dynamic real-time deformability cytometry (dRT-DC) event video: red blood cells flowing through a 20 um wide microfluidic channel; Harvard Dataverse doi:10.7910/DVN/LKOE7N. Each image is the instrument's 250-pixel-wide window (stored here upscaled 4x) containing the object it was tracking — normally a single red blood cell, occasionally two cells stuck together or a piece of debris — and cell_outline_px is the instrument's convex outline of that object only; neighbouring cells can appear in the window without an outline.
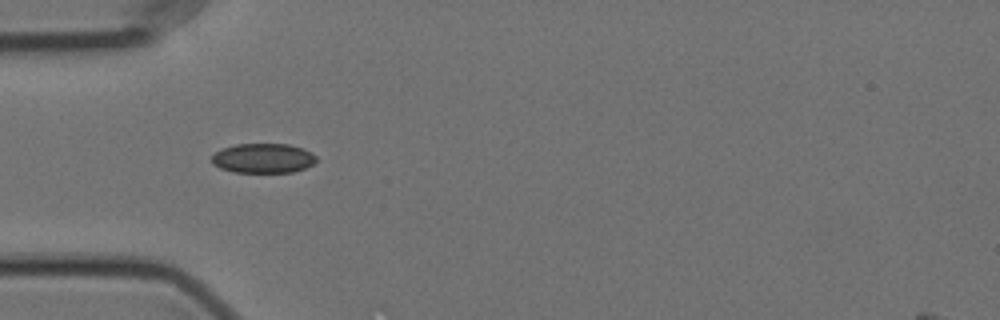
{"species": "Egyptian fruit bat (a non-hibernating species)", "species_latin": "Rousettus aegyptiacus", "temperature_condition": "cold", "stored_images_in_passage": 40, "camera_frame_rate_fps": 3000, "um_per_image_px": 0.085, "animal": {"sex": "female"}, "frame": {"image": 1, "passage_image": 1, "time_ms": 0.0, "image_size_px": [1000, 320], "cell_outline_px": [[316, 160], [312, 164], [304, 168], [292, 172], [232, 172], [220, 168], [212, 164], [212, 156], [216, 152], [224, 148], [236, 144], [288, 144], [304, 148], [312, 152], [316, 156]], "centroid_in_image_um": [22.37, 13.45], "position_along_channel_um": 62.6, "area_um2": 18.03}}
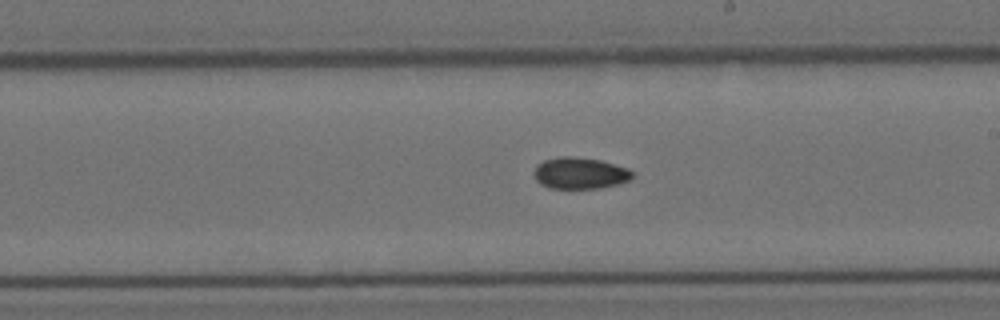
{"frame": {"image": 2, "passage_image": 16, "time_ms": 5.0, "image_size_px": [1000, 320], "cell_outline_px": [[632, 180], [620, 184], [600, 188], [548, 188], [540, 184], [536, 180], [536, 164], [544, 160], [560, 156], [572, 156], [600, 160], [628, 168], [632, 172]], "centroid_in_image_um": [49.32, 14.72], "position_along_channel_um": 239.7, "area_um2": 18.09}}
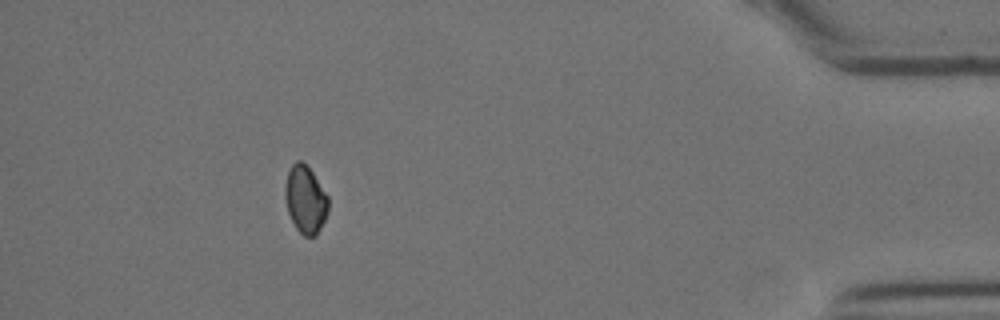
{"frame": {"image": 3, "passage_image": 35, "time_ms": 11.333, "image_size_px": [1000, 320], "cell_outline_px": [[328, 212], [316, 236], [304, 236], [296, 228], [288, 212], [284, 196], [284, 184], [288, 172], [292, 164], [296, 160], [300, 160], [312, 172], [328, 196]], "centroid_in_image_um": [25.94, 16.96], "position_along_channel_um": 409.3, "area_um2": 16.94}, "authors_computed_cell_mechanics": {"area_um2": 17.8602, "velocity_mm_per_s": 3.5594, "shape_relaxation_time_tau1_ms": null, "shape_relaxation_time_tau2_ms": 4.8331, "deformation_change_tau1": null, "deformation_change_tau2": 0.0715}}